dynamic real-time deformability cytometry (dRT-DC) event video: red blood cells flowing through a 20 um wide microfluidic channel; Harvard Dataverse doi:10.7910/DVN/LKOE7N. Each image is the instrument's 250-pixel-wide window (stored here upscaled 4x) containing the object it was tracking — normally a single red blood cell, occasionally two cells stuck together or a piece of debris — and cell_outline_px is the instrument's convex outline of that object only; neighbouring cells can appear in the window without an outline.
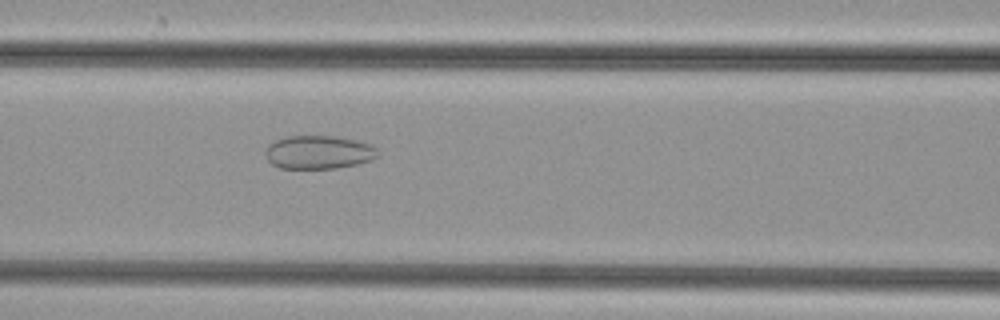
{"species": "common noctule bat (a hibernating species)", "species_latin": "Nyctalus noctula", "temperature_condition": "cold", "stored_images_in_passage": 30, "camera_frame_rate_fps": 3000, "um_per_image_px": 0.085, "animal": {"sex": "female", "body_mass_g": 29.2, "forearm_length_mm": 56.3}, "frame": {"image": 1, "passage_image": 6, "time_ms": 1.667, "image_size_px": [1000, 320], "cell_outline_px": [[380, 156], [372, 160], [356, 164], [336, 168], [280, 168], [272, 164], [268, 160], [264, 152], [264, 148], [268, 144], [276, 140], [288, 136], [332, 136], [372, 144], [380, 152]], "centroid_in_image_um": [27.08, 12.94], "position_along_channel_um": 139.5, "area_um2": 21.96}}
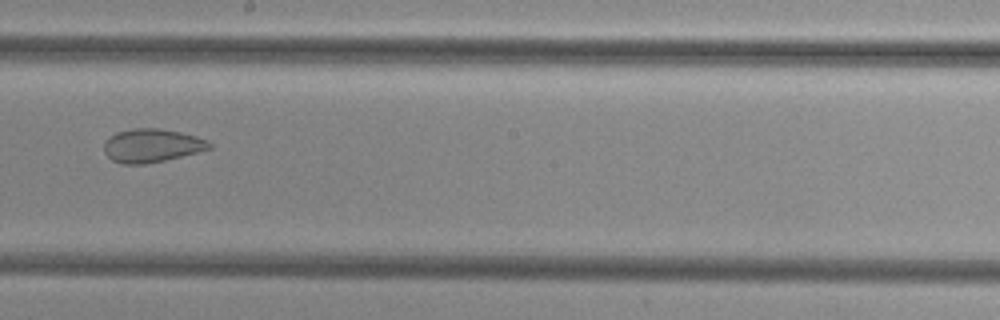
{"frame": {"image": 2, "passage_image": 13, "time_ms": 4.0, "image_size_px": [1000, 320], "cell_outline_px": [[212, 148], [164, 160], [144, 164], [120, 164], [112, 160], [104, 152], [104, 144], [108, 136], [116, 132], [132, 128], [156, 128], [180, 132], [196, 136], [208, 140], [212, 144]], "centroid_in_image_um": [12.87, 12.36], "position_along_channel_um": 235.3, "area_um2": 20.52}}
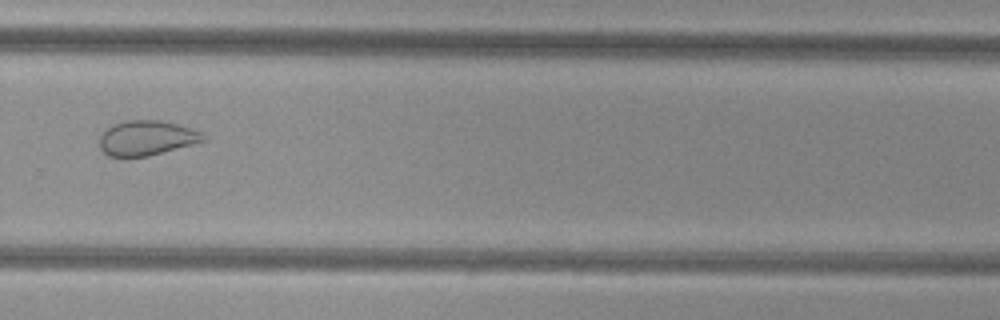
{"frame": {"image": 3, "passage_image": 19, "time_ms": 6.0, "image_size_px": [1000, 320], "cell_outline_px": [[208, 140], [148, 156], [108, 156], [100, 148], [100, 136], [112, 124], [128, 120], [160, 120], [192, 128], [200, 132]], "centroid_in_image_um": [12.47, 11.72], "position_along_channel_um": 317.3, "area_um2": 20.87}}